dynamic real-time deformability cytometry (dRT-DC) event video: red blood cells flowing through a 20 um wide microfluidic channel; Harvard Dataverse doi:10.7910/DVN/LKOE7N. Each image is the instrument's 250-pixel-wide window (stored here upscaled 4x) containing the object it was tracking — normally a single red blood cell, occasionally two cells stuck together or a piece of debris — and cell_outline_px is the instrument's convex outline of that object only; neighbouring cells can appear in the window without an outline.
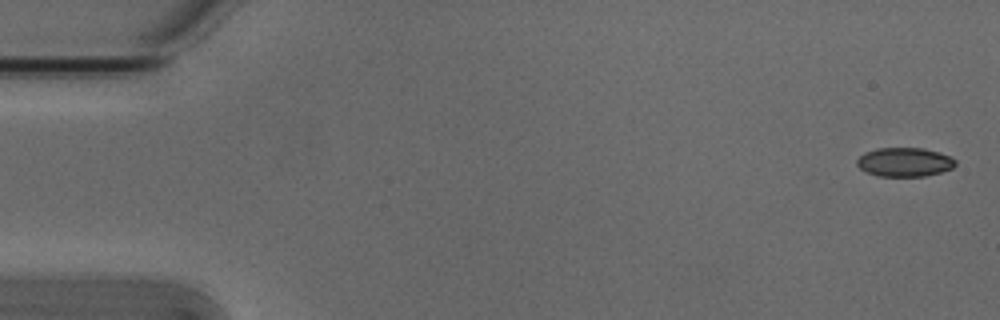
{"species": "Egyptian fruit bat (a non-hibernating species)", "species_latin": "Rousettus aegyptiacus", "temperature_condition": "cold", "stored_images_in_passage": 5, "segment_of_instrument_passage": [1, 2], "camera_frame_rate_fps": 3000, "um_per_image_px": 0.085, "animal": {"sex": "male"}, "frame": {"image": 1, "passage_image": 1, "time_ms": 0.0, "image_size_px": [1000, 320], "cell_outline_px": [[956, 164], [952, 168], [940, 172], [924, 176], [880, 176], [868, 172], [860, 168], [856, 164], [856, 160], [864, 152], [876, 148], [924, 148], [948, 156], [956, 160]], "centroid_in_image_um": [76.86, 13.77], "position_along_channel_um": 8.1, "area_um2": 16.47}}